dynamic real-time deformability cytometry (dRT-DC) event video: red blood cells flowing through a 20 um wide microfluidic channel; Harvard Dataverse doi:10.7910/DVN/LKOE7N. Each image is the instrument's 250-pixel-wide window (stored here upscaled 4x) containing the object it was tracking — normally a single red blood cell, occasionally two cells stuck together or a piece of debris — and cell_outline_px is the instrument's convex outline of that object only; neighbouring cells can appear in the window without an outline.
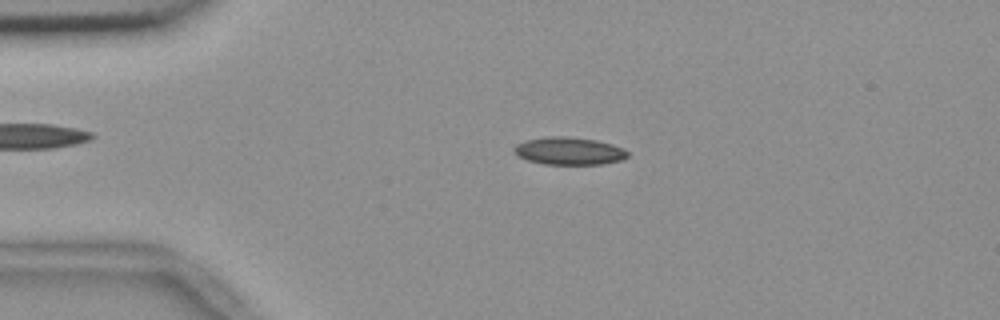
{"species": "common noctule bat (a hibernating species)", "species_latin": "Nyctalus noctula", "temperature_condition": "room temperature", "stored_images_in_passage": 55, "camera_frame_rate_fps": 3000, "um_per_image_px": 0.085, "animal": {"sex": "female", "body_mass_g": 18.4}, "frame": {"image": 1, "passage_image": 12, "time_ms": 3.667, "image_size_px": [1000, 320], "cell_outline_px": [[628, 156], [620, 160], [600, 164], [544, 164], [528, 160], [516, 156], [512, 152], [512, 148], [516, 144], [524, 140], [544, 136], [568, 136], [596, 140], [612, 144], [624, 148], [628, 152]], "centroid_in_image_um": [48.3, 12.82], "position_along_channel_um": 36.7, "area_um2": 18.5}}
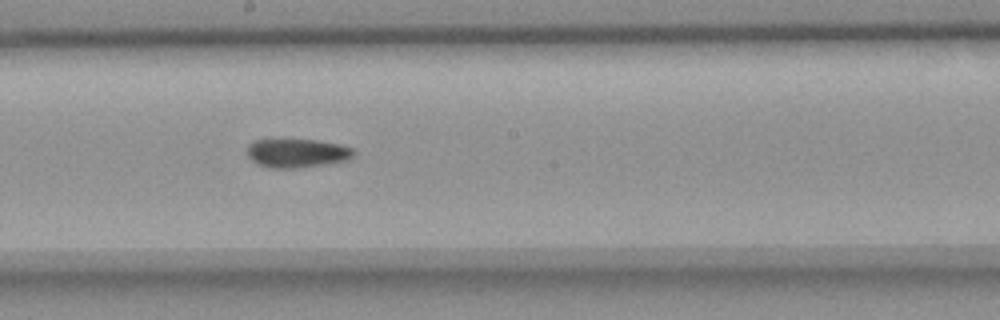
{"frame": {"image": 2, "passage_image": 30, "time_ms": 9.667, "image_size_px": [1000, 320], "cell_outline_px": [[356, 156], [344, 160], [324, 164], [296, 168], [268, 168], [256, 164], [248, 156], [248, 144], [252, 140], [316, 140], [340, 144], [352, 148], [356, 152]], "centroid_in_image_um": [25.24, 13.02], "position_along_channel_um": 223.0, "area_um2": 17.86}}
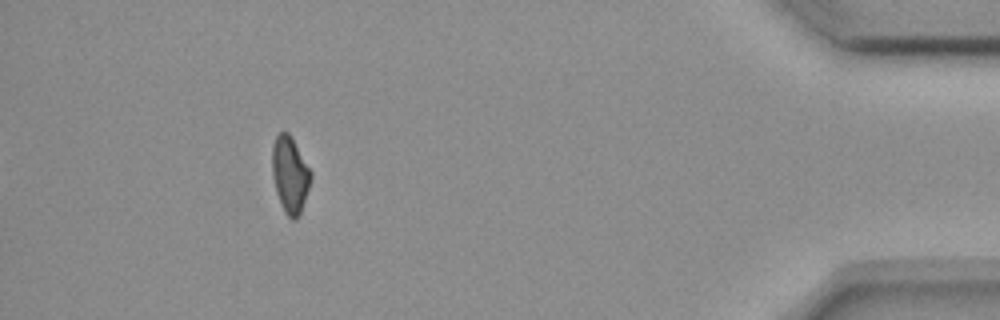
{"frame": {"image": 3, "passage_image": 50, "time_ms": 16.333, "image_size_px": [1000, 320], "cell_outline_px": [[312, 180], [300, 212], [296, 220], [292, 220], [284, 212], [276, 192], [272, 176], [272, 144], [276, 136], [280, 132], [288, 132], [312, 172]], "centroid_in_image_um": [24.64, 14.85], "position_along_channel_um": 410.6, "area_um2": 17.17}, "authors_computed_cell_mechanics": {"area_um2": 17.7446, "velocity_mm_per_s": 3.6828, "shape_relaxation_time_tau1_ms": null, "shape_relaxation_time_tau2_ms": 7.9356, "deformation_change_tau1": null, "deformation_change_tau2": 0.1442}}